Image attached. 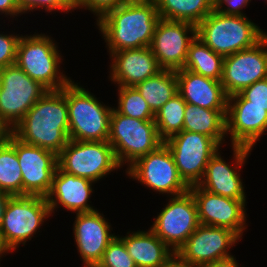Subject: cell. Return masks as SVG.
<instances>
[{
    "instance_id": "cell-27",
    "label": "cell",
    "mask_w": 267,
    "mask_h": 267,
    "mask_svg": "<svg viewBox=\"0 0 267 267\" xmlns=\"http://www.w3.org/2000/svg\"><path fill=\"white\" fill-rule=\"evenodd\" d=\"M135 88L155 114L167 101L178 93L176 71L162 70L157 75L138 83Z\"/></svg>"
},
{
    "instance_id": "cell-24",
    "label": "cell",
    "mask_w": 267,
    "mask_h": 267,
    "mask_svg": "<svg viewBox=\"0 0 267 267\" xmlns=\"http://www.w3.org/2000/svg\"><path fill=\"white\" fill-rule=\"evenodd\" d=\"M127 232L117 235L137 267H163L174 252L151 230Z\"/></svg>"
},
{
    "instance_id": "cell-5",
    "label": "cell",
    "mask_w": 267,
    "mask_h": 267,
    "mask_svg": "<svg viewBox=\"0 0 267 267\" xmlns=\"http://www.w3.org/2000/svg\"><path fill=\"white\" fill-rule=\"evenodd\" d=\"M61 91L66 96L68 107L69 140L108 141L114 106L100 102L74 80Z\"/></svg>"
},
{
    "instance_id": "cell-38",
    "label": "cell",
    "mask_w": 267,
    "mask_h": 267,
    "mask_svg": "<svg viewBox=\"0 0 267 267\" xmlns=\"http://www.w3.org/2000/svg\"><path fill=\"white\" fill-rule=\"evenodd\" d=\"M15 18L22 15L16 0H0V15Z\"/></svg>"
},
{
    "instance_id": "cell-22",
    "label": "cell",
    "mask_w": 267,
    "mask_h": 267,
    "mask_svg": "<svg viewBox=\"0 0 267 267\" xmlns=\"http://www.w3.org/2000/svg\"><path fill=\"white\" fill-rule=\"evenodd\" d=\"M95 182L62 171L58 166L53 176L52 187L46 196L50 213L55 214L61 206L73 213H84L96 210L88 202L94 192Z\"/></svg>"
},
{
    "instance_id": "cell-41",
    "label": "cell",
    "mask_w": 267,
    "mask_h": 267,
    "mask_svg": "<svg viewBox=\"0 0 267 267\" xmlns=\"http://www.w3.org/2000/svg\"><path fill=\"white\" fill-rule=\"evenodd\" d=\"M12 196L13 195L0 189V227L2 224L7 204Z\"/></svg>"
},
{
    "instance_id": "cell-2",
    "label": "cell",
    "mask_w": 267,
    "mask_h": 267,
    "mask_svg": "<svg viewBox=\"0 0 267 267\" xmlns=\"http://www.w3.org/2000/svg\"><path fill=\"white\" fill-rule=\"evenodd\" d=\"M30 145L56 155L69 141V119L66 96L61 90L47 91L10 131Z\"/></svg>"
},
{
    "instance_id": "cell-14",
    "label": "cell",
    "mask_w": 267,
    "mask_h": 267,
    "mask_svg": "<svg viewBox=\"0 0 267 267\" xmlns=\"http://www.w3.org/2000/svg\"><path fill=\"white\" fill-rule=\"evenodd\" d=\"M239 240L228 228L199 224L176 253L190 264L203 267L233 256L230 250Z\"/></svg>"
},
{
    "instance_id": "cell-26",
    "label": "cell",
    "mask_w": 267,
    "mask_h": 267,
    "mask_svg": "<svg viewBox=\"0 0 267 267\" xmlns=\"http://www.w3.org/2000/svg\"><path fill=\"white\" fill-rule=\"evenodd\" d=\"M161 19L198 25L213 11V0H153Z\"/></svg>"
},
{
    "instance_id": "cell-1",
    "label": "cell",
    "mask_w": 267,
    "mask_h": 267,
    "mask_svg": "<svg viewBox=\"0 0 267 267\" xmlns=\"http://www.w3.org/2000/svg\"><path fill=\"white\" fill-rule=\"evenodd\" d=\"M160 19L153 0H127L101 17L96 25L110 54L150 47Z\"/></svg>"
},
{
    "instance_id": "cell-40",
    "label": "cell",
    "mask_w": 267,
    "mask_h": 267,
    "mask_svg": "<svg viewBox=\"0 0 267 267\" xmlns=\"http://www.w3.org/2000/svg\"><path fill=\"white\" fill-rule=\"evenodd\" d=\"M239 264L240 263L237 262L236 257L233 255L225 259L217 260L203 267H240Z\"/></svg>"
},
{
    "instance_id": "cell-33",
    "label": "cell",
    "mask_w": 267,
    "mask_h": 267,
    "mask_svg": "<svg viewBox=\"0 0 267 267\" xmlns=\"http://www.w3.org/2000/svg\"><path fill=\"white\" fill-rule=\"evenodd\" d=\"M19 10L23 14H28L30 11L44 9L45 12H74L73 0H16Z\"/></svg>"
},
{
    "instance_id": "cell-11",
    "label": "cell",
    "mask_w": 267,
    "mask_h": 267,
    "mask_svg": "<svg viewBox=\"0 0 267 267\" xmlns=\"http://www.w3.org/2000/svg\"><path fill=\"white\" fill-rule=\"evenodd\" d=\"M163 143L169 148L179 175L189 187L198 185L210 158L221 149L211 137L185 130Z\"/></svg>"
},
{
    "instance_id": "cell-21",
    "label": "cell",
    "mask_w": 267,
    "mask_h": 267,
    "mask_svg": "<svg viewBox=\"0 0 267 267\" xmlns=\"http://www.w3.org/2000/svg\"><path fill=\"white\" fill-rule=\"evenodd\" d=\"M109 55L108 78L116 86L135 87L163 70L150 47L121 50Z\"/></svg>"
},
{
    "instance_id": "cell-30",
    "label": "cell",
    "mask_w": 267,
    "mask_h": 267,
    "mask_svg": "<svg viewBox=\"0 0 267 267\" xmlns=\"http://www.w3.org/2000/svg\"><path fill=\"white\" fill-rule=\"evenodd\" d=\"M0 189L15 196L22 195V173L15 148L0 142Z\"/></svg>"
},
{
    "instance_id": "cell-6",
    "label": "cell",
    "mask_w": 267,
    "mask_h": 267,
    "mask_svg": "<svg viewBox=\"0 0 267 267\" xmlns=\"http://www.w3.org/2000/svg\"><path fill=\"white\" fill-rule=\"evenodd\" d=\"M108 143L123 169V165L128 168L140 157L155 151L163 141L158 135L154 120L128 117L113 108Z\"/></svg>"
},
{
    "instance_id": "cell-4",
    "label": "cell",
    "mask_w": 267,
    "mask_h": 267,
    "mask_svg": "<svg viewBox=\"0 0 267 267\" xmlns=\"http://www.w3.org/2000/svg\"><path fill=\"white\" fill-rule=\"evenodd\" d=\"M20 35L15 64L28 76L48 91L61 90L72 81L60 68L64 56H61L59 47L51 35L42 32Z\"/></svg>"
},
{
    "instance_id": "cell-7",
    "label": "cell",
    "mask_w": 267,
    "mask_h": 267,
    "mask_svg": "<svg viewBox=\"0 0 267 267\" xmlns=\"http://www.w3.org/2000/svg\"><path fill=\"white\" fill-rule=\"evenodd\" d=\"M57 164L62 171L95 183L122 168L108 141L69 140L57 155Z\"/></svg>"
},
{
    "instance_id": "cell-15",
    "label": "cell",
    "mask_w": 267,
    "mask_h": 267,
    "mask_svg": "<svg viewBox=\"0 0 267 267\" xmlns=\"http://www.w3.org/2000/svg\"><path fill=\"white\" fill-rule=\"evenodd\" d=\"M267 78V34L254 46L224 57L221 84L228 96Z\"/></svg>"
},
{
    "instance_id": "cell-16",
    "label": "cell",
    "mask_w": 267,
    "mask_h": 267,
    "mask_svg": "<svg viewBox=\"0 0 267 267\" xmlns=\"http://www.w3.org/2000/svg\"><path fill=\"white\" fill-rule=\"evenodd\" d=\"M196 38V25L185 21L160 19L150 49L163 70L183 69L188 47Z\"/></svg>"
},
{
    "instance_id": "cell-37",
    "label": "cell",
    "mask_w": 267,
    "mask_h": 267,
    "mask_svg": "<svg viewBox=\"0 0 267 267\" xmlns=\"http://www.w3.org/2000/svg\"><path fill=\"white\" fill-rule=\"evenodd\" d=\"M250 3V0H213V10H218L225 15L245 16L246 14L242 10Z\"/></svg>"
},
{
    "instance_id": "cell-8",
    "label": "cell",
    "mask_w": 267,
    "mask_h": 267,
    "mask_svg": "<svg viewBox=\"0 0 267 267\" xmlns=\"http://www.w3.org/2000/svg\"><path fill=\"white\" fill-rule=\"evenodd\" d=\"M51 215L46 197L32 195L12 196L7 204L0 227L5 244L15 251L26 245ZM38 230V231H37Z\"/></svg>"
},
{
    "instance_id": "cell-17",
    "label": "cell",
    "mask_w": 267,
    "mask_h": 267,
    "mask_svg": "<svg viewBox=\"0 0 267 267\" xmlns=\"http://www.w3.org/2000/svg\"><path fill=\"white\" fill-rule=\"evenodd\" d=\"M232 150L233 163L232 161H230L231 163L226 162L223 159L220 149L210 158L204 176L198 186L212 194L246 200V190L243 186L240 170L245 166L244 164L251 155L252 149L233 145Z\"/></svg>"
},
{
    "instance_id": "cell-18",
    "label": "cell",
    "mask_w": 267,
    "mask_h": 267,
    "mask_svg": "<svg viewBox=\"0 0 267 267\" xmlns=\"http://www.w3.org/2000/svg\"><path fill=\"white\" fill-rule=\"evenodd\" d=\"M200 224L225 227L235 232L241 239L247 229L246 200H237L212 194L198 185L190 186Z\"/></svg>"
},
{
    "instance_id": "cell-23",
    "label": "cell",
    "mask_w": 267,
    "mask_h": 267,
    "mask_svg": "<svg viewBox=\"0 0 267 267\" xmlns=\"http://www.w3.org/2000/svg\"><path fill=\"white\" fill-rule=\"evenodd\" d=\"M178 93L188 104L211 110H227L228 95L221 81L196 74L187 69L176 70Z\"/></svg>"
},
{
    "instance_id": "cell-42",
    "label": "cell",
    "mask_w": 267,
    "mask_h": 267,
    "mask_svg": "<svg viewBox=\"0 0 267 267\" xmlns=\"http://www.w3.org/2000/svg\"><path fill=\"white\" fill-rule=\"evenodd\" d=\"M13 253L11 249L5 244L4 239L2 238V235L0 233V259L5 257L6 254ZM5 255V256H4ZM3 256V257H2ZM1 262V260H0Z\"/></svg>"
},
{
    "instance_id": "cell-43",
    "label": "cell",
    "mask_w": 267,
    "mask_h": 267,
    "mask_svg": "<svg viewBox=\"0 0 267 267\" xmlns=\"http://www.w3.org/2000/svg\"><path fill=\"white\" fill-rule=\"evenodd\" d=\"M9 133H10V130L0 120V142L6 140Z\"/></svg>"
},
{
    "instance_id": "cell-20",
    "label": "cell",
    "mask_w": 267,
    "mask_h": 267,
    "mask_svg": "<svg viewBox=\"0 0 267 267\" xmlns=\"http://www.w3.org/2000/svg\"><path fill=\"white\" fill-rule=\"evenodd\" d=\"M105 215L97 209L76 213L73 223L74 242L83 267H96L109 243L117 236Z\"/></svg>"
},
{
    "instance_id": "cell-19",
    "label": "cell",
    "mask_w": 267,
    "mask_h": 267,
    "mask_svg": "<svg viewBox=\"0 0 267 267\" xmlns=\"http://www.w3.org/2000/svg\"><path fill=\"white\" fill-rule=\"evenodd\" d=\"M267 132V110L236 93L228 96L226 136L230 135L231 146H244L253 150L257 141Z\"/></svg>"
},
{
    "instance_id": "cell-29",
    "label": "cell",
    "mask_w": 267,
    "mask_h": 267,
    "mask_svg": "<svg viewBox=\"0 0 267 267\" xmlns=\"http://www.w3.org/2000/svg\"><path fill=\"white\" fill-rule=\"evenodd\" d=\"M185 107L186 102L177 93L155 113L157 132L163 142L183 130Z\"/></svg>"
},
{
    "instance_id": "cell-25",
    "label": "cell",
    "mask_w": 267,
    "mask_h": 267,
    "mask_svg": "<svg viewBox=\"0 0 267 267\" xmlns=\"http://www.w3.org/2000/svg\"><path fill=\"white\" fill-rule=\"evenodd\" d=\"M227 110H211L186 103L183 130L204 134L221 147L226 136Z\"/></svg>"
},
{
    "instance_id": "cell-39",
    "label": "cell",
    "mask_w": 267,
    "mask_h": 267,
    "mask_svg": "<svg viewBox=\"0 0 267 267\" xmlns=\"http://www.w3.org/2000/svg\"><path fill=\"white\" fill-rule=\"evenodd\" d=\"M163 267H200L192 265L189 262L183 260L177 253H174L166 262Z\"/></svg>"
},
{
    "instance_id": "cell-44",
    "label": "cell",
    "mask_w": 267,
    "mask_h": 267,
    "mask_svg": "<svg viewBox=\"0 0 267 267\" xmlns=\"http://www.w3.org/2000/svg\"><path fill=\"white\" fill-rule=\"evenodd\" d=\"M2 69H3V68L0 67V83H1V73H2Z\"/></svg>"
},
{
    "instance_id": "cell-10",
    "label": "cell",
    "mask_w": 267,
    "mask_h": 267,
    "mask_svg": "<svg viewBox=\"0 0 267 267\" xmlns=\"http://www.w3.org/2000/svg\"><path fill=\"white\" fill-rule=\"evenodd\" d=\"M48 90L16 64L2 69L0 120L11 131Z\"/></svg>"
},
{
    "instance_id": "cell-13",
    "label": "cell",
    "mask_w": 267,
    "mask_h": 267,
    "mask_svg": "<svg viewBox=\"0 0 267 267\" xmlns=\"http://www.w3.org/2000/svg\"><path fill=\"white\" fill-rule=\"evenodd\" d=\"M6 140L16 150L22 173V195L46 197L58 166L57 155L41 147L26 144L11 132Z\"/></svg>"
},
{
    "instance_id": "cell-31",
    "label": "cell",
    "mask_w": 267,
    "mask_h": 267,
    "mask_svg": "<svg viewBox=\"0 0 267 267\" xmlns=\"http://www.w3.org/2000/svg\"><path fill=\"white\" fill-rule=\"evenodd\" d=\"M117 87L118 105L115 109L120 114L141 120H154L155 114L135 87Z\"/></svg>"
},
{
    "instance_id": "cell-35",
    "label": "cell",
    "mask_w": 267,
    "mask_h": 267,
    "mask_svg": "<svg viewBox=\"0 0 267 267\" xmlns=\"http://www.w3.org/2000/svg\"><path fill=\"white\" fill-rule=\"evenodd\" d=\"M17 33H0V67L14 65L16 62L17 45L20 39Z\"/></svg>"
},
{
    "instance_id": "cell-28",
    "label": "cell",
    "mask_w": 267,
    "mask_h": 267,
    "mask_svg": "<svg viewBox=\"0 0 267 267\" xmlns=\"http://www.w3.org/2000/svg\"><path fill=\"white\" fill-rule=\"evenodd\" d=\"M224 56L213 52L197 37L188 47V55L183 69L221 81Z\"/></svg>"
},
{
    "instance_id": "cell-34",
    "label": "cell",
    "mask_w": 267,
    "mask_h": 267,
    "mask_svg": "<svg viewBox=\"0 0 267 267\" xmlns=\"http://www.w3.org/2000/svg\"><path fill=\"white\" fill-rule=\"evenodd\" d=\"M127 0H73L74 10L87 9L94 16L97 22L101 17L106 15L109 11L119 7Z\"/></svg>"
},
{
    "instance_id": "cell-32",
    "label": "cell",
    "mask_w": 267,
    "mask_h": 267,
    "mask_svg": "<svg viewBox=\"0 0 267 267\" xmlns=\"http://www.w3.org/2000/svg\"><path fill=\"white\" fill-rule=\"evenodd\" d=\"M96 267H137L128 254L124 242L116 236L104 251L101 261Z\"/></svg>"
},
{
    "instance_id": "cell-9",
    "label": "cell",
    "mask_w": 267,
    "mask_h": 267,
    "mask_svg": "<svg viewBox=\"0 0 267 267\" xmlns=\"http://www.w3.org/2000/svg\"><path fill=\"white\" fill-rule=\"evenodd\" d=\"M129 179L146 185L149 190L178 196L189 191V186L179 175L169 148L163 143L155 151L140 157L125 169Z\"/></svg>"
},
{
    "instance_id": "cell-3",
    "label": "cell",
    "mask_w": 267,
    "mask_h": 267,
    "mask_svg": "<svg viewBox=\"0 0 267 267\" xmlns=\"http://www.w3.org/2000/svg\"><path fill=\"white\" fill-rule=\"evenodd\" d=\"M266 34L246 15H225L218 10L196 26V37L224 57L254 46Z\"/></svg>"
},
{
    "instance_id": "cell-12",
    "label": "cell",
    "mask_w": 267,
    "mask_h": 267,
    "mask_svg": "<svg viewBox=\"0 0 267 267\" xmlns=\"http://www.w3.org/2000/svg\"><path fill=\"white\" fill-rule=\"evenodd\" d=\"M168 200L153 219L150 229L176 253L200 223L197 205L190 191L171 196Z\"/></svg>"
},
{
    "instance_id": "cell-36",
    "label": "cell",
    "mask_w": 267,
    "mask_h": 267,
    "mask_svg": "<svg viewBox=\"0 0 267 267\" xmlns=\"http://www.w3.org/2000/svg\"><path fill=\"white\" fill-rule=\"evenodd\" d=\"M240 94L248 101V105H258L267 110V78L244 88Z\"/></svg>"
}]
</instances>
